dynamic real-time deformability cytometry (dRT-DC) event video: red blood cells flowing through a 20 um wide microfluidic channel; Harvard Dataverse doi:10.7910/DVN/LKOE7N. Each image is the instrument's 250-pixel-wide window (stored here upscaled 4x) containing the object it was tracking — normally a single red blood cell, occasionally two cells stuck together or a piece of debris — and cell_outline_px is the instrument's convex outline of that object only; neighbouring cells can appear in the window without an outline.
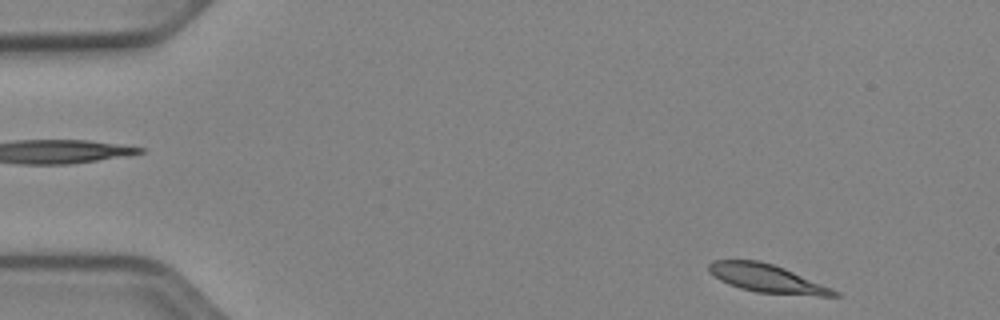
{"species": "Egyptian fruit bat (a non-hibernating species)", "species_latin": "Rousettus aegyptiacus", "temperature_condition": "cold", "stored_images_in_passage": 48, "camera_frame_rate_fps": 3000, "um_per_image_px": 0.085, "animal": {"sex": "female"}, "frame": {"image": 1, "passage_image": 1, "time_ms": 0.0, "image_size_px": [1000, 320], "cell_outline_px": [[840, 296], [816, 296], [756, 292], [740, 288], [728, 284], [720, 280], [708, 272], [708, 264], [712, 260], [760, 260], [784, 268], [840, 292]], "centroid_in_image_um": [65.16, 23.66], "position_along_channel_um": 19.8, "area_um2": 20.52}}
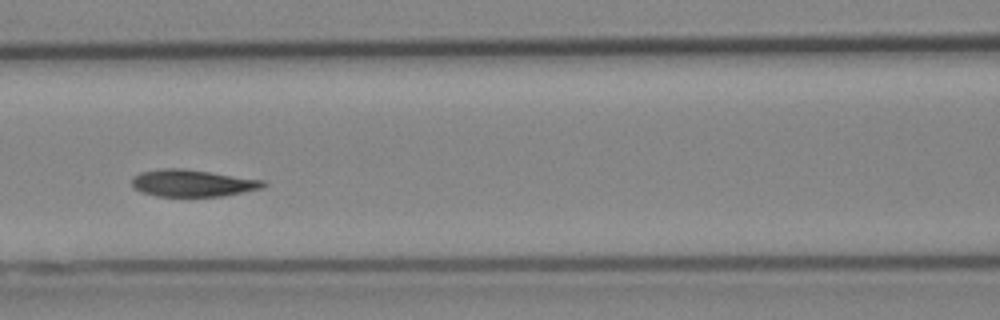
{"frame": {"image": 2, "passage_image": 19, "time_ms": 6.0, "image_size_px": [1000, 320], "cell_outline_px": [[268, 184], [264, 188], [224, 196], [156, 196], [140, 192], [132, 184], [132, 180], [140, 172], [160, 168], [180, 168], [264, 180]], "centroid_in_image_um": [16.39, 15.57], "position_along_channel_um": 150.2, "area_um2": 20.58}}
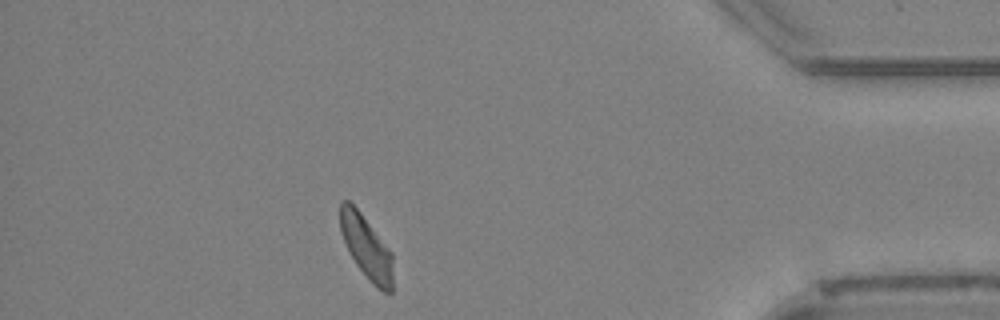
{"frame": {"image": 3, "passage_image": 42, "time_ms": 13.667, "image_size_px": [1000, 320], "cell_outline_px": [[392, 292], [384, 292], [376, 288], [372, 284], [356, 264], [340, 232], [340, 200], [348, 200], [360, 212], [392, 252]], "centroid_in_image_um": [31.14, 21.01], "position_along_channel_um": 404.1, "area_um2": 19.19}, "authors_computed_cell_mechanics": {"area_um2": 20.5768, "velocity_mm_per_s": 3.8508, "shape_relaxation_time_tau1_ms": 4.4757, "shape_relaxation_time_tau2_ms": 3.0343, "deformation_change_tau1": 0.1262, "deformation_change_tau2": 0.061}}